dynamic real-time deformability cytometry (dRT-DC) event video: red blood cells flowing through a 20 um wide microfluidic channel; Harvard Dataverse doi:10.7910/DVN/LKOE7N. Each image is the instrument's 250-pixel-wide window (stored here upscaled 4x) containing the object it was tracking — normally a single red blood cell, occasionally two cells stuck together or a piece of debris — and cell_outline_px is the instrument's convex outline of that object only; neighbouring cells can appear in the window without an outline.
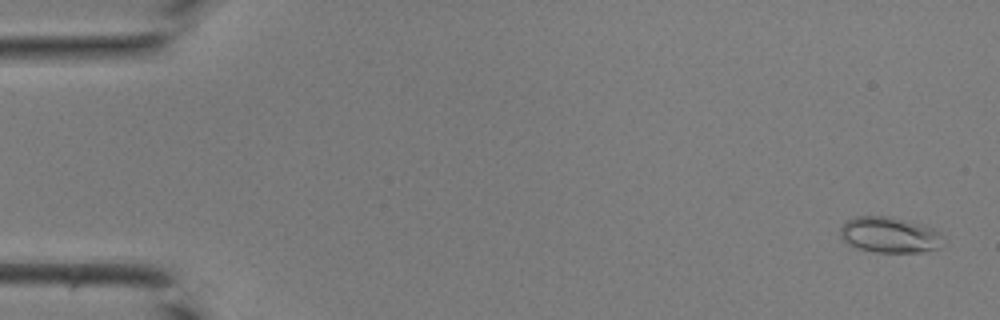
{"species": "common noctule bat (a hibernating species)", "species_latin": "Nyctalus noctula", "temperature_condition": "room temperature", "stored_images_in_passage": 43, "camera_frame_rate_fps": 3000, "um_per_image_px": 0.085, "animal": {"sex": "male", "body_mass_g": 19.0, "forearm_length_mm": 50.8}, "frame": {"image": 1, "passage_image": 2, "time_ms": 0.333, "image_size_px": [1000, 320], "cell_outline_px": [[944, 236], [936, 248], [920, 252], [876, 252], [860, 248], [848, 244], [840, 236], [840, 228], [844, 220], [856, 216], [888, 216], [928, 224]], "centroid_in_image_um": [75.59, 19.93], "position_along_channel_um": 9.4, "area_um2": 21.62}}
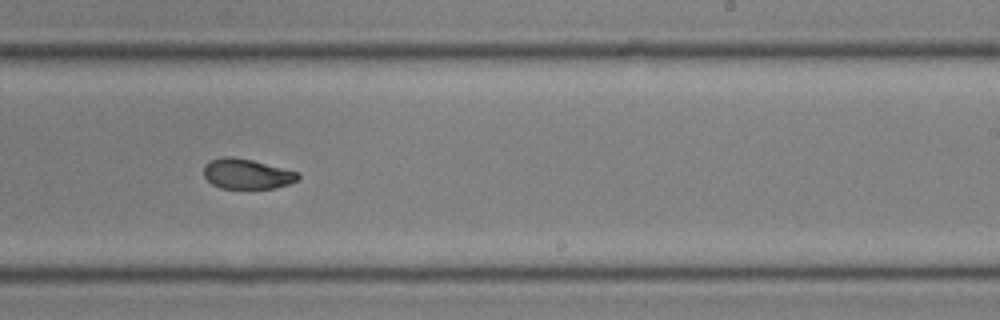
{"frame": {"image": 2, "passage_image": 27, "time_ms": 8.667, "image_size_px": [1000, 320], "cell_outline_px": [[300, 180], [276, 188], [220, 188], [212, 184], [204, 176], [204, 164], [208, 160], [224, 156], [232, 156], [252, 160], [300, 172]], "centroid_in_image_um": [21.0, 14.77], "position_along_channel_um": 268.0, "area_um2": 16.76}}
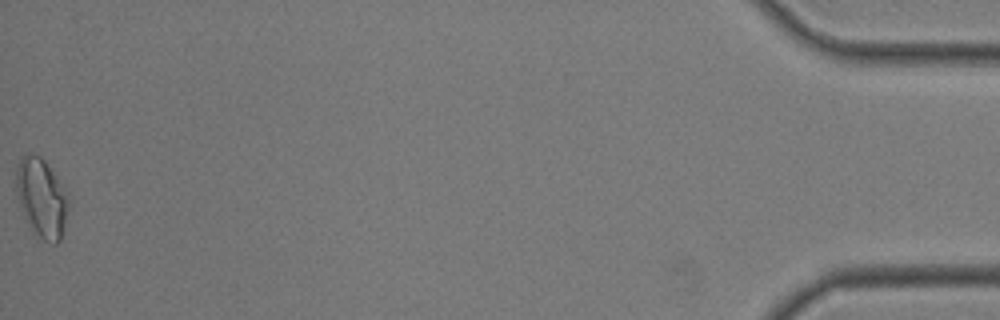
{"frame": {"image": 3, "passage_image": 43, "time_ms": 14.0, "image_size_px": [1000, 320], "cell_outline_px": [[68, 208], [60, 240], [56, 244], [52, 244], [44, 240], [32, 232], [24, 216], [16, 192], [16, 168], [20, 156], [40, 156], [44, 160], [68, 192]], "centroid_in_image_um": [3.53, 16.84], "position_along_channel_um": 431.7, "area_um2": 23.87}}